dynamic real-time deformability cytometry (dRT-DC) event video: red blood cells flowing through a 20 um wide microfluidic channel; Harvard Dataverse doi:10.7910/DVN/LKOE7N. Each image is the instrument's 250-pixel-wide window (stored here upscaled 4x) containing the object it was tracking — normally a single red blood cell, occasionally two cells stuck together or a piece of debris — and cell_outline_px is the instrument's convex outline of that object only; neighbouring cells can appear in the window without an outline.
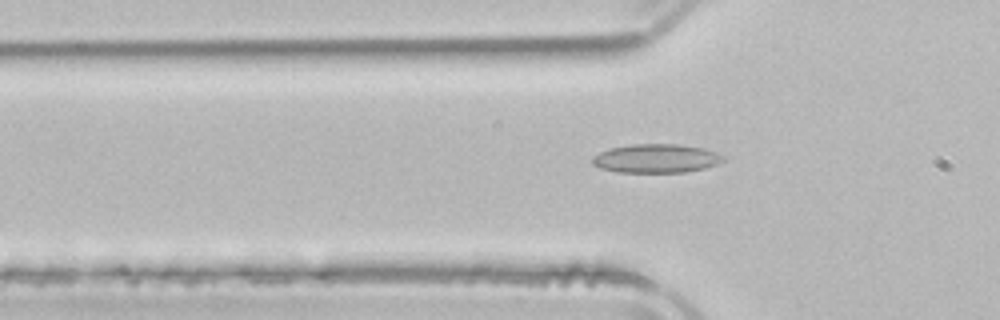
{"species": "common noctule bat (a hibernating species)", "species_latin": "Nyctalus noctula", "temperature_condition": "room temperature", "stored_images_in_passage": 42, "camera_frame_rate_fps": 3000, "um_per_image_px": 0.085, "animal": {"sex": "male", "body_mass_g": 21.5, "forearm_length_mm": 52.0}, "frame": {"image": 1, "passage_image": 7, "time_ms": 2.0, "image_size_px": [1000, 320], "cell_outline_px": [[724, 160], [716, 164], [704, 168], [684, 172], [616, 172], [600, 168], [592, 164], [592, 156], [600, 152], [612, 148], [632, 144], [680, 144], [704, 148], [716, 152], [724, 156]], "centroid_in_image_um": [55.76, 13.46], "position_along_channel_um": 70.0, "area_um2": 21.91}}
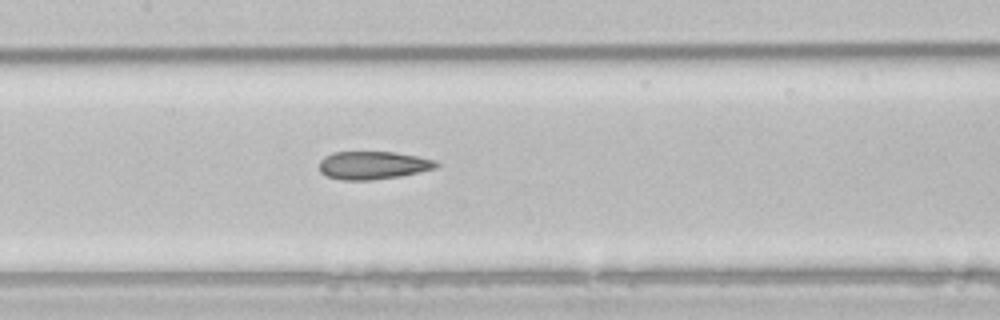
{"frame": {"image": 2, "passage_image": 15, "time_ms": 4.667, "image_size_px": [1000, 320], "cell_outline_px": [[440, 164], [436, 168], [400, 176], [368, 180], [344, 180], [328, 176], [320, 172], [320, 160], [324, 156], [332, 152], [396, 152], [436, 160]], "centroid_in_image_um": [31.71, 14.04], "position_along_channel_um": 175.7, "area_um2": 19.02}}
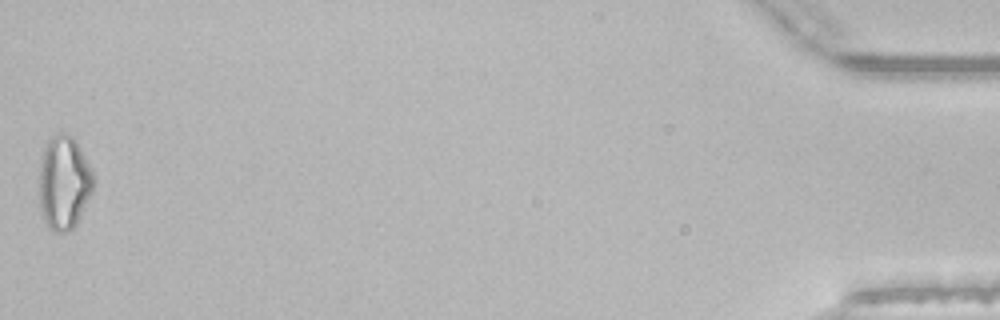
{"frame": {"image": 3, "passage_image": 42, "time_ms": 13.667, "image_size_px": [1000, 320], "cell_outline_px": [[96, 180], [92, 192], [72, 228], [68, 232], [56, 232], [48, 228], [44, 220], [40, 204], [40, 164], [44, 144], [56, 132], [64, 132], [72, 136], [76, 140], [96, 176]], "centroid_in_image_um": [5.45, 15.47], "position_along_channel_um": 429.8, "area_um2": 29.77}, "authors_computed_cell_mechanics": {"area_um2": 20.0566, "velocity_mm_per_s": 3.9279, "shape_relaxation_time_tau1_ms": null, "shape_relaxation_time_tau2_ms": 3.2665, "deformation_change_tau1": null, "deformation_change_tau2": 0.1266}}